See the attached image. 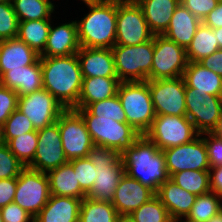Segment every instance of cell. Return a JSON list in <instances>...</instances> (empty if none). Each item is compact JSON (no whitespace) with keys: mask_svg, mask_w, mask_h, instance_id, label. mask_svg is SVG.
I'll list each match as a JSON object with an SVG mask.
<instances>
[{"mask_svg":"<svg viewBox=\"0 0 222 222\" xmlns=\"http://www.w3.org/2000/svg\"><path fill=\"white\" fill-rule=\"evenodd\" d=\"M43 88L50 92L65 109L78 104L82 74L77 53L70 56L40 57Z\"/></svg>","mask_w":222,"mask_h":222,"instance_id":"cell-1","label":"cell"},{"mask_svg":"<svg viewBox=\"0 0 222 222\" xmlns=\"http://www.w3.org/2000/svg\"><path fill=\"white\" fill-rule=\"evenodd\" d=\"M121 159L129 177L155 192L169 179L163 151L145 135H141L131 148L125 150Z\"/></svg>","mask_w":222,"mask_h":222,"instance_id":"cell-2","label":"cell"},{"mask_svg":"<svg viewBox=\"0 0 222 222\" xmlns=\"http://www.w3.org/2000/svg\"><path fill=\"white\" fill-rule=\"evenodd\" d=\"M86 7L89 12L75 20L80 47L111 49L116 43L117 0Z\"/></svg>","mask_w":222,"mask_h":222,"instance_id":"cell-3","label":"cell"},{"mask_svg":"<svg viewBox=\"0 0 222 222\" xmlns=\"http://www.w3.org/2000/svg\"><path fill=\"white\" fill-rule=\"evenodd\" d=\"M86 157L96 170L95 182L86 197L112 202L118 183L125 173L121 154L113 148L94 144Z\"/></svg>","mask_w":222,"mask_h":222,"instance_id":"cell-4","label":"cell"},{"mask_svg":"<svg viewBox=\"0 0 222 222\" xmlns=\"http://www.w3.org/2000/svg\"><path fill=\"white\" fill-rule=\"evenodd\" d=\"M117 95L126 114V123L144 135L156 116L148 80L121 82Z\"/></svg>","mask_w":222,"mask_h":222,"instance_id":"cell-5","label":"cell"},{"mask_svg":"<svg viewBox=\"0 0 222 222\" xmlns=\"http://www.w3.org/2000/svg\"><path fill=\"white\" fill-rule=\"evenodd\" d=\"M83 118L94 144L113 148L122 154L131 148L141 136L128 123H120L106 117L93 116L86 108H73Z\"/></svg>","mask_w":222,"mask_h":222,"instance_id":"cell-6","label":"cell"},{"mask_svg":"<svg viewBox=\"0 0 222 222\" xmlns=\"http://www.w3.org/2000/svg\"><path fill=\"white\" fill-rule=\"evenodd\" d=\"M111 50L115 71L121 82L151 80L154 35L149 41L137 45L115 44Z\"/></svg>","mask_w":222,"mask_h":222,"instance_id":"cell-7","label":"cell"},{"mask_svg":"<svg viewBox=\"0 0 222 222\" xmlns=\"http://www.w3.org/2000/svg\"><path fill=\"white\" fill-rule=\"evenodd\" d=\"M144 135L160 150H164L188 143L199 133L186 116L156 115Z\"/></svg>","mask_w":222,"mask_h":222,"instance_id":"cell-8","label":"cell"},{"mask_svg":"<svg viewBox=\"0 0 222 222\" xmlns=\"http://www.w3.org/2000/svg\"><path fill=\"white\" fill-rule=\"evenodd\" d=\"M153 37L141 7L135 0H117L116 43L137 45Z\"/></svg>","mask_w":222,"mask_h":222,"instance_id":"cell-9","label":"cell"},{"mask_svg":"<svg viewBox=\"0 0 222 222\" xmlns=\"http://www.w3.org/2000/svg\"><path fill=\"white\" fill-rule=\"evenodd\" d=\"M47 173L25 167L17 177L13 202L35 217L50 198Z\"/></svg>","mask_w":222,"mask_h":222,"instance_id":"cell-10","label":"cell"},{"mask_svg":"<svg viewBox=\"0 0 222 222\" xmlns=\"http://www.w3.org/2000/svg\"><path fill=\"white\" fill-rule=\"evenodd\" d=\"M186 117L193 123L199 134L213 133L222 117L220 96L202 95L196 88L185 84Z\"/></svg>","mask_w":222,"mask_h":222,"instance_id":"cell-11","label":"cell"},{"mask_svg":"<svg viewBox=\"0 0 222 222\" xmlns=\"http://www.w3.org/2000/svg\"><path fill=\"white\" fill-rule=\"evenodd\" d=\"M66 159L84 158L94 145L82 116L66 109L57 119Z\"/></svg>","mask_w":222,"mask_h":222,"instance_id":"cell-12","label":"cell"},{"mask_svg":"<svg viewBox=\"0 0 222 222\" xmlns=\"http://www.w3.org/2000/svg\"><path fill=\"white\" fill-rule=\"evenodd\" d=\"M187 64L184 47L163 35H154L151 80L182 77Z\"/></svg>","mask_w":222,"mask_h":222,"instance_id":"cell-13","label":"cell"},{"mask_svg":"<svg viewBox=\"0 0 222 222\" xmlns=\"http://www.w3.org/2000/svg\"><path fill=\"white\" fill-rule=\"evenodd\" d=\"M156 115L186 116L183 77L148 80Z\"/></svg>","mask_w":222,"mask_h":222,"instance_id":"cell-14","label":"cell"},{"mask_svg":"<svg viewBox=\"0 0 222 222\" xmlns=\"http://www.w3.org/2000/svg\"><path fill=\"white\" fill-rule=\"evenodd\" d=\"M162 151L169 177L181 171H209L210 169L207 148L201 134L188 143Z\"/></svg>","mask_w":222,"mask_h":222,"instance_id":"cell-15","label":"cell"},{"mask_svg":"<svg viewBox=\"0 0 222 222\" xmlns=\"http://www.w3.org/2000/svg\"><path fill=\"white\" fill-rule=\"evenodd\" d=\"M18 110L29 118L35 130L55 123L66 110L46 89L19 96Z\"/></svg>","mask_w":222,"mask_h":222,"instance_id":"cell-16","label":"cell"},{"mask_svg":"<svg viewBox=\"0 0 222 222\" xmlns=\"http://www.w3.org/2000/svg\"><path fill=\"white\" fill-rule=\"evenodd\" d=\"M38 144L30 169L45 172L66 164L58 122L37 130Z\"/></svg>","mask_w":222,"mask_h":222,"instance_id":"cell-17","label":"cell"},{"mask_svg":"<svg viewBox=\"0 0 222 222\" xmlns=\"http://www.w3.org/2000/svg\"><path fill=\"white\" fill-rule=\"evenodd\" d=\"M155 195L153 189L124 173L111 203L121 217H127Z\"/></svg>","mask_w":222,"mask_h":222,"instance_id":"cell-18","label":"cell"},{"mask_svg":"<svg viewBox=\"0 0 222 222\" xmlns=\"http://www.w3.org/2000/svg\"><path fill=\"white\" fill-rule=\"evenodd\" d=\"M80 49L75 20L54 26L51 23L47 43L40 57H59L76 54Z\"/></svg>","mask_w":222,"mask_h":222,"instance_id":"cell-19","label":"cell"},{"mask_svg":"<svg viewBox=\"0 0 222 222\" xmlns=\"http://www.w3.org/2000/svg\"><path fill=\"white\" fill-rule=\"evenodd\" d=\"M77 57L82 78L117 77L111 49L80 47Z\"/></svg>","mask_w":222,"mask_h":222,"instance_id":"cell-20","label":"cell"},{"mask_svg":"<svg viewBox=\"0 0 222 222\" xmlns=\"http://www.w3.org/2000/svg\"><path fill=\"white\" fill-rule=\"evenodd\" d=\"M0 84L16 91L18 96L28 95L43 89L40 58L23 69H11L0 77Z\"/></svg>","mask_w":222,"mask_h":222,"instance_id":"cell-21","label":"cell"},{"mask_svg":"<svg viewBox=\"0 0 222 222\" xmlns=\"http://www.w3.org/2000/svg\"><path fill=\"white\" fill-rule=\"evenodd\" d=\"M156 195L168 210L173 221L186 218L197 197L178 186L170 178L160 185Z\"/></svg>","mask_w":222,"mask_h":222,"instance_id":"cell-22","label":"cell"},{"mask_svg":"<svg viewBox=\"0 0 222 222\" xmlns=\"http://www.w3.org/2000/svg\"><path fill=\"white\" fill-rule=\"evenodd\" d=\"M40 55L18 38L0 41V77L11 69L32 65Z\"/></svg>","mask_w":222,"mask_h":222,"instance_id":"cell-23","label":"cell"},{"mask_svg":"<svg viewBox=\"0 0 222 222\" xmlns=\"http://www.w3.org/2000/svg\"><path fill=\"white\" fill-rule=\"evenodd\" d=\"M81 199L51 195L34 222H79Z\"/></svg>","mask_w":222,"mask_h":222,"instance_id":"cell-24","label":"cell"},{"mask_svg":"<svg viewBox=\"0 0 222 222\" xmlns=\"http://www.w3.org/2000/svg\"><path fill=\"white\" fill-rule=\"evenodd\" d=\"M201 22L199 18L180 3L174 11L163 36L187 49Z\"/></svg>","mask_w":222,"mask_h":222,"instance_id":"cell-25","label":"cell"},{"mask_svg":"<svg viewBox=\"0 0 222 222\" xmlns=\"http://www.w3.org/2000/svg\"><path fill=\"white\" fill-rule=\"evenodd\" d=\"M141 7L149 30L153 35H163L180 0H135Z\"/></svg>","mask_w":222,"mask_h":222,"instance_id":"cell-26","label":"cell"},{"mask_svg":"<svg viewBox=\"0 0 222 222\" xmlns=\"http://www.w3.org/2000/svg\"><path fill=\"white\" fill-rule=\"evenodd\" d=\"M182 77L187 87L196 88L202 95H222V77L199 62L188 61Z\"/></svg>","mask_w":222,"mask_h":222,"instance_id":"cell-27","label":"cell"},{"mask_svg":"<svg viewBox=\"0 0 222 222\" xmlns=\"http://www.w3.org/2000/svg\"><path fill=\"white\" fill-rule=\"evenodd\" d=\"M121 81L118 77H89L82 79L78 104L74 108H86L89 104L117 95Z\"/></svg>","mask_w":222,"mask_h":222,"instance_id":"cell-28","label":"cell"},{"mask_svg":"<svg viewBox=\"0 0 222 222\" xmlns=\"http://www.w3.org/2000/svg\"><path fill=\"white\" fill-rule=\"evenodd\" d=\"M50 194L83 199L86 194L81 190L72 164L68 161L47 172Z\"/></svg>","mask_w":222,"mask_h":222,"instance_id":"cell-29","label":"cell"},{"mask_svg":"<svg viewBox=\"0 0 222 222\" xmlns=\"http://www.w3.org/2000/svg\"><path fill=\"white\" fill-rule=\"evenodd\" d=\"M51 23L52 19L19 21L17 38L41 55L47 43Z\"/></svg>","mask_w":222,"mask_h":222,"instance_id":"cell-30","label":"cell"},{"mask_svg":"<svg viewBox=\"0 0 222 222\" xmlns=\"http://www.w3.org/2000/svg\"><path fill=\"white\" fill-rule=\"evenodd\" d=\"M217 50H219V45L214 30L201 22L191 44L186 49L188 61L199 62Z\"/></svg>","mask_w":222,"mask_h":222,"instance_id":"cell-31","label":"cell"},{"mask_svg":"<svg viewBox=\"0 0 222 222\" xmlns=\"http://www.w3.org/2000/svg\"><path fill=\"white\" fill-rule=\"evenodd\" d=\"M120 218L111 202L82 199L79 222H118Z\"/></svg>","mask_w":222,"mask_h":222,"instance_id":"cell-32","label":"cell"},{"mask_svg":"<svg viewBox=\"0 0 222 222\" xmlns=\"http://www.w3.org/2000/svg\"><path fill=\"white\" fill-rule=\"evenodd\" d=\"M12 6L19 21L51 19L56 9L51 0H13Z\"/></svg>","mask_w":222,"mask_h":222,"instance_id":"cell-33","label":"cell"},{"mask_svg":"<svg viewBox=\"0 0 222 222\" xmlns=\"http://www.w3.org/2000/svg\"><path fill=\"white\" fill-rule=\"evenodd\" d=\"M178 186L199 196L211 191L209 171H181L169 177Z\"/></svg>","mask_w":222,"mask_h":222,"instance_id":"cell-34","label":"cell"},{"mask_svg":"<svg viewBox=\"0 0 222 222\" xmlns=\"http://www.w3.org/2000/svg\"><path fill=\"white\" fill-rule=\"evenodd\" d=\"M222 210V196L208 192L196 197L186 219L194 222H207Z\"/></svg>","mask_w":222,"mask_h":222,"instance_id":"cell-35","label":"cell"},{"mask_svg":"<svg viewBox=\"0 0 222 222\" xmlns=\"http://www.w3.org/2000/svg\"><path fill=\"white\" fill-rule=\"evenodd\" d=\"M132 222H173L160 198L155 195L127 216Z\"/></svg>","mask_w":222,"mask_h":222,"instance_id":"cell-36","label":"cell"},{"mask_svg":"<svg viewBox=\"0 0 222 222\" xmlns=\"http://www.w3.org/2000/svg\"><path fill=\"white\" fill-rule=\"evenodd\" d=\"M38 144L37 130L27 132L21 136L11 139L7 146L12 154L25 166L28 167L34 159Z\"/></svg>","mask_w":222,"mask_h":222,"instance_id":"cell-37","label":"cell"},{"mask_svg":"<svg viewBox=\"0 0 222 222\" xmlns=\"http://www.w3.org/2000/svg\"><path fill=\"white\" fill-rule=\"evenodd\" d=\"M86 109L97 117H106L120 123H126V114L118 95L89 104Z\"/></svg>","mask_w":222,"mask_h":222,"instance_id":"cell-38","label":"cell"},{"mask_svg":"<svg viewBox=\"0 0 222 222\" xmlns=\"http://www.w3.org/2000/svg\"><path fill=\"white\" fill-rule=\"evenodd\" d=\"M2 130L3 141L7 144L11 139L35 131V128L29 118L16 109L5 121Z\"/></svg>","mask_w":222,"mask_h":222,"instance_id":"cell-39","label":"cell"},{"mask_svg":"<svg viewBox=\"0 0 222 222\" xmlns=\"http://www.w3.org/2000/svg\"><path fill=\"white\" fill-rule=\"evenodd\" d=\"M19 20L12 4L0 3V41L17 38Z\"/></svg>","mask_w":222,"mask_h":222,"instance_id":"cell-40","label":"cell"},{"mask_svg":"<svg viewBox=\"0 0 222 222\" xmlns=\"http://www.w3.org/2000/svg\"><path fill=\"white\" fill-rule=\"evenodd\" d=\"M74 169L81 190L87 194L95 182L96 170L87 157L69 161Z\"/></svg>","mask_w":222,"mask_h":222,"instance_id":"cell-41","label":"cell"},{"mask_svg":"<svg viewBox=\"0 0 222 222\" xmlns=\"http://www.w3.org/2000/svg\"><path fill=\"white\" fill-rule=\"evenodd\" d=\"M24 168L6 143L0 145V179L17 178Z\"/></svg>","mask_w":222,"mask_h":222,"instance_id":"cell-42","label":"cell"},{"mask_svg":"<svg viewBox=\"0 0 222 222\" xmlns=\"http://www.w3.org/2000/svg\"><path fill=\"white\" fill-rule=\"evenodd\" d=\"M19 96L16 91L0 84V125L3 126L10 115L18 109Z\"/></svg>","mask_w":222,"mask_h":222,"instance_id":"cell-43","label":"cell"},{"mask_svg":"<svg viewBox=\"0 0 222 222\" xmlns=\"http://www.w3.org/2000/svg\"><path fill=\"white\" fill-rule=\"evenodd\" d=\"M210 168L222 165V138L214 133H202Z\"/></svg>","mask_w":222,"mask_h":222,"instance_id":"cell-44","label":"cell"},{"mask_svg":"<svg viewBox=\"0 0 222 222\" xmlns=\"http://www.w3.org/2000/svg\"><path fill=\"white\" fill-rule=\"evenodd\" d=\"M180 3L201 21L219 3L218 0H180Z\"/></svg>","mask_w":222,"mask_h":222,"instance_id":"cell-45","label":"cell"},{"mask_svg":"<svg viewBox=\"0 0 222 222\" xmlns=\"http://www.w3.org/2000/svg\"><path fill=\"white\" fill-rule=\"evenodd\" d=\"M3 222H34V217L12 202L0 209Z\"/></svg>","mask_w":222,"mask_h":222,"instance_id":"cell-46","label":"cell"},{"mask_svg":"<svg viewBox=\"0 0 222 222\" xmlns=\"http://www.w3.org/2000/svg\"><path fill=\"white\" fill-rule=\"evenodd\" d=\"M17 188V178L0 179V209L12 203Z\"/></svg>","mask_w":222,"mask_h":222,"instance_id":"cell-47","label":"cell"},{"mask_svg":"<svg viewBox=\"0 0 222 222\" xmlns=\"http://www.w3.org/2000/svg\"><path fill=\"white\" fill-rule=\"evenodd\" d=\"M199 63L222 77V49L204 57Z\"/></svg>","mask_w":222,"mask_h":222,"instance_id":"cell-48","label":"cell"},{"mask_svg":"<svg viewBox=\"0 0 222 222\" xmlns=\"http://www.w3.org/2000/svg\"><path fill=\"white\" fill-rule=\"evenodd\" d=\"M211 192L222 196V165L209 169Z\"/></svg>","mask_w":222,"mask_h":222,"instance_id":"cell-49","label":"cell"},{"mask_svg":"<svg viewBox=\"0 0 222 222\" xmlns=\"http://www.w3.org/2000/svg\"><path fill=\"white\" fill-rule=\"evenodd\" d=\"M202 22L212 29L222 27V3H218Z\"/></svg>","mask_w":222,"mask_h":222,"instance_id":"cell-50","label":"cell"},{"mask_svg":"<svg viewBox=\"0 0 222 222\" xmlns=\"http://www.w3.org/2000/svg\"><path fill=\"white\" fill-rule=\"evenodd\" d=\"M213 30L218 41L219 49H222V27L215 28Z\"/></svg>","mask_w":222,"mask_h":222,"instance_id":"cell-51","label":"cell"},{"mask_svg":"<svg viewBox=\"0 0 222 222\" xmlns=\"http://www.w3.org/2000/svg\"><path fill=\"white\" fill-rule=\"evenodd\" d=\"M215 135L219 136L222 138V117L218 122L217 128L213 132Z\"/></svg>","mask_w":222,"mask_h":222,"instance_id":"cell-52","label":"cell"},{"mask_svg":"<svg viewBox=\"0 0 222 222\" xmlns=\"http://www.w3.org/2000/svg\"><path fill=\"white\" fill-rule=\"evenodd\" d=\"M207 222H222V210Z\"/></svg>","mask_w":222,"mask_h":222,"instance_id":"cell-53","label":"cell"},{"mask_svg":"<svg viewBox=\"0 0 222 222\" xmlns=\"http://www.w3.org/2000/svg\"><path fill=\"white\" fill-rule=\"evenodd\" d=\"M83 3H85V5H89V4H99V3H103L106 0H80Z\"/></svg>","mask_w":222,"mask_h":222,"instance_id":"cell-54","label":"cell"},{"mask_svg":"<svg viewBox=\"0 0 222 222\" xmlns=\"http://www.w3.org/2000/svg\"><path fill=\"white\" fill-rule=\"evenodd\" d=\"M4 143L3 141V130H2V126L0 125V145H2Z\"/></svg>","mask_w":222,"mask_h":222,"instance_id":"cell-55","label":"cell"},{"mask_svg":"<svg viewBox=\"0 0 222 222\" xmlns=\"http://www.w3.org/2000/svg\"><path fill=\"white\" fill-rule=\"evenodd\" d=\"M118 222H132L128 217H121Z\"/></svg>","mask_w":222,"mask_h":222,"instance_id":"cell-56","label":"cell"},{"mask_svg":"<svg viewBox=\"0 0 222 222\" xmlns=\"http://www.w3.org/2000/svg\"><path fill=\"white\" fill-rule=\"evenodd\" d=\"M173 222H194V221L188 220L186 218H184V220H183V218H182V219L175 220Z\"/></svg>","mask_w":222,"mask_h":222,"instance_id":"cell-57","label":"cell"},{"mask_svg":"<svg viewBox=\"0 0 222 222\" xmlns=\"http://www.w3.org/2000/svg\"><path fill=\"white\" fill-rule=\"evenodd\" d=\"M0 3H13V0H0Z\"/></svg>","mask_w":222,"mask_h":222,"instance_id":"cell-58","label":"cell"},{"mask_svg":"<svg viewBox=\"0 0 222 222\" xmlns=\"http://www.w3.org/2000/svg\"><path fill=\"white\" fill-rule=\"evenodd\" d=\"M0 222H3L1 211H0Z\"/></svg>","mask_w":222,"mask_h":222,"instance_id":"cell-59","label":"cell"}]
</instances>
